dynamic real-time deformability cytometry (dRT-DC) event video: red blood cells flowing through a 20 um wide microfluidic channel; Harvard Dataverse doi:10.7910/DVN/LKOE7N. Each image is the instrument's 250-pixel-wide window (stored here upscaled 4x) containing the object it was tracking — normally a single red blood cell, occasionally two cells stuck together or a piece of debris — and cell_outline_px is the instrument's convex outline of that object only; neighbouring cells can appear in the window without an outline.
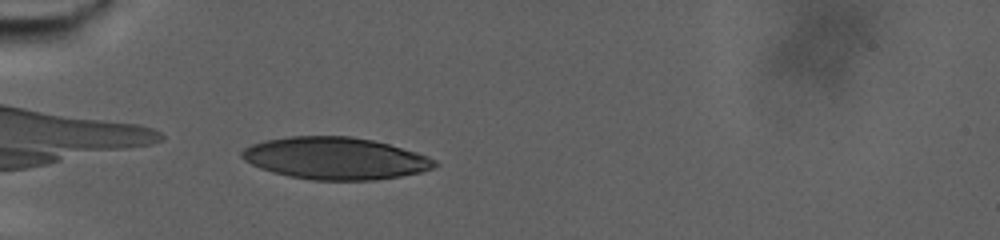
{"species": "human", "species_latin": "Homo sapiens", "temperature_condition": "warm", "stored_images_in_passage": 49, "camera_frame_rate_fps": 3000, "um_per_image_px": 0.085, "donor": {"sex": "male"}, "frame": {"image": 1, "passage_image": 2, "time_ms": 0.333, "image_size_px": [1000, 240], "cell_outline_px": [[440, 164], [432, 168], [420, 172], [400, 176], [376, 180], [312, 180], [288, 176], [272, 172], [260, 168], [244, 160], [240, 156], [240, 152], [244, 148], [252, 144], [264, 140], [288, 136], [352, 136], [372, 140], [388, 144], [416, 152], [428, 156], [436, 160]], "centroid_in_image_um": [28.48, 13.45], "position_along_channel_um": 56.5, "area_um2": 47.45}}
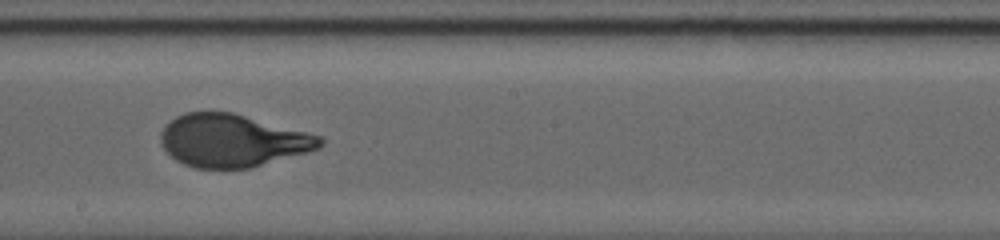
{"frame": {"image": 2, "passage_image": 23, "time_ms": 7.333, "image_size_px": [1000, 240], "cell_outline_px": [[324, 144], [320, 148], [308, 152], [248, 168], [196, 168], [184, 164], [176, 160], [164, 148], [160, 140], [160, 132], [176, 116], [184, 112], [232, 112], [320, 136], [324, 140]], "centroid_in_image_um": [19.75, 11.95], "position_along_channel_um": 228.5, "area_um2": 48.38}}
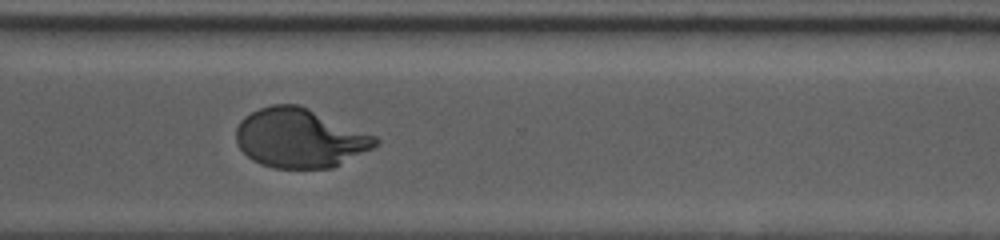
{"frame": {"image": 3, "passage_image": 36, "time_ms": 11.667, "image_size_px": [1000, 240], "cell_outline_px": [[380, 144], [332, 168], [272, 168], [260, 164], [252, 160], [236, 144], [236, 128], [240, 120], [244, 116], [260, 108], [272, 104], [296, 104], [308, 108], [376, 136], [380, 140]], "centroid_in_image_um": [25.46, 11.74], "position_along_channel_um": 345.1, "area_um2": 47.97}, "authors_computed_cell_mechanics": {"area_um2": 49.0722, "velocity_mm_per_s": 2.6974, "shape_relaxation_time_tau1_ms": 7.8072, "shape_relaxation_time_tau2_ms": null, "deformation_change_tau1": 0.2777, "deformation_change_tau2": null}}